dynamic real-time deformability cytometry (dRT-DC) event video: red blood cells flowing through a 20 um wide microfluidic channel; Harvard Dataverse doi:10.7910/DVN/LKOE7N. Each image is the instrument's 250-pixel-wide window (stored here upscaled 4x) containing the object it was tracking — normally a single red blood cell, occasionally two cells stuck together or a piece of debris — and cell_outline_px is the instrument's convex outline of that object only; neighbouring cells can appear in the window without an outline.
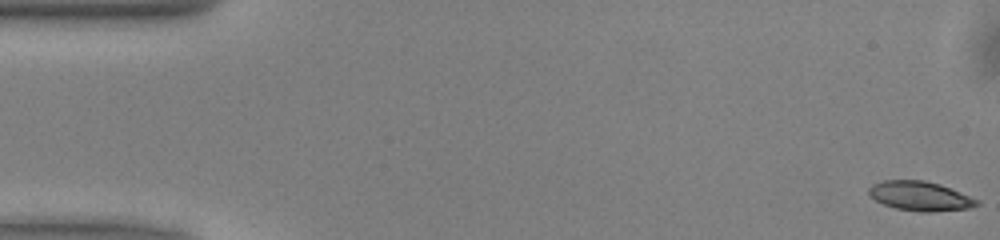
{"species": "common noctule bat (a hibernating species)", "species_latin": "Nyctalus noctula", "temperature_condition": "warm", "stored_images_in_passage": 51, "camera_frame_rate_fps": 3000, "um_per_image_px": 0.085, "animal": {"sex": "male", "body_mass_g": 13.0, "forearm_length_mm": 53.1}, "frame": {"image": 1, "passage_image": 1, "time_ms": 0.0, "image_size_px": [1000, 240], "cell_outline_px": [[980, 204], [972, 208], [932, 212], [920, 212], [896, 208], [884, 204], [876, 200], [868, 192], [868, 188], [872, 184], [884, 180], [924, 180], [940, 184], [980, 200]], "centroid_in_image_um": [78.25, 16.67], "position_along_channel_um": 6.8, "area_um2": 18.55}}
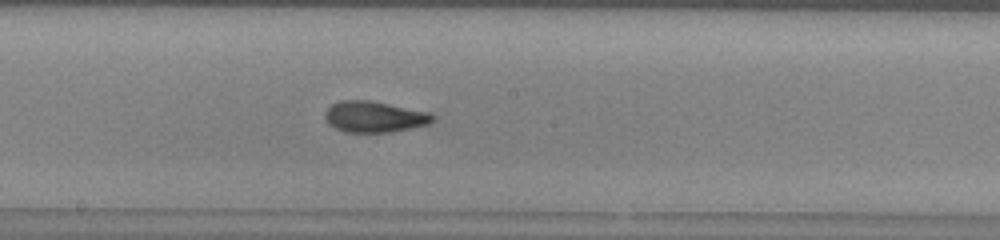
{"frame": {"image": 2, "passage_image": 27, "time_ms": 8.667, "image_size_px": [1000, 240], "cell_outline_px": [[436, 120], [428, 124], [412, 128], [392, 132], [344, 132], [328, 124], [324, 116], [324, 112], [332, 104], [340, 100], [368, 100], [428, 112], [436, 116]], "centroid_in_image_um": [31.82, 9.93], "position_along_channel_um": 216.4, "area_um2": 19.54}}
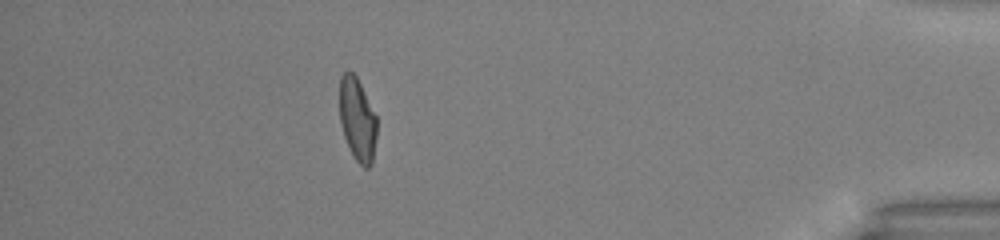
{"frame": {"image": 3, "passage_image": 45, "time_ms": 14.667, "image_size_px": [1000, 240], "cell_outline_px": [[376, 136], [372, 164], [368, 168], [364, 168], [352, 156], [344, 136], [340, 124], [340, 76], [344, 72], [352, 72], [356, 76], [376, 116]], "centroid_in_image_um": [30.37, 10.19], "position_along_channel_um": 404.8, "area_um2": 17.92}, "authors_computed_cell_mechanics": {"area_um2": 18.9006, "velocity_mm_per_s": 4.0479, "shape_relaxation_time_tau1_ms": 3.9582, "shape_relaxation_time_tau2_ms": 1.1604, "deformation_change_tau1": 0.1539, "deformation_change_tau2": 0.0772}}